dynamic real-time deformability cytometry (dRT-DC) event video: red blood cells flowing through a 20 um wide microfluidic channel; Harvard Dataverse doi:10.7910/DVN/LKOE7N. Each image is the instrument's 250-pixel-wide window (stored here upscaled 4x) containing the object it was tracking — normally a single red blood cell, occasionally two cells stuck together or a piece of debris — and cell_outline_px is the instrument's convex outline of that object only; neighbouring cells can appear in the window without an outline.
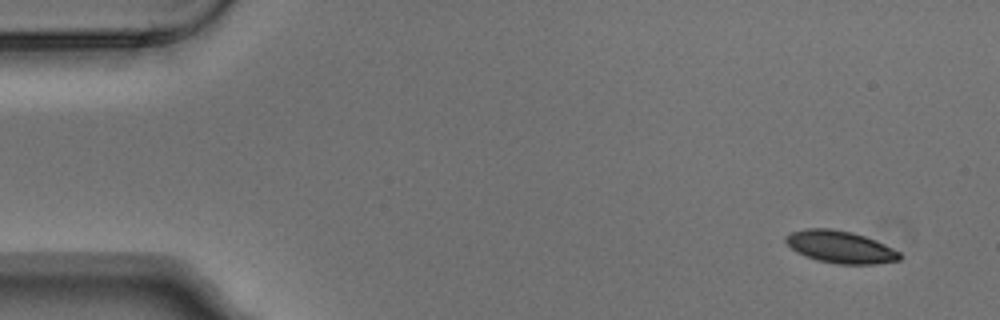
{"species": "Egyptian fruit bat (a non-hibernating species)", "species_latin": "Rousettus aegyptiacus", "temperature_condition": "warm", "stored_images_in_passage": 5, "camera_frame_rate_fps": 3000, "um_per_image_px": 0.085, "animal": {"sex": "male"}, "frame": {"image": 1, "passage_image": 1, "time_ms": 0.0, "image_size_px": [1000, 320], "cell_outline_px": [[900, 260], [876, 264], [840, 264], [816, 260], [804, 256], [796, 252], [784, 240], [784, 236], [792, 232], [804, 228], [832, 228], [852, 232], [864, 236], [884, 244], [900, 252]], "centroid_in_image_um": [71.39, 20.98], "position_along_channel_um": 13.6, "area_um2": 21.44}}
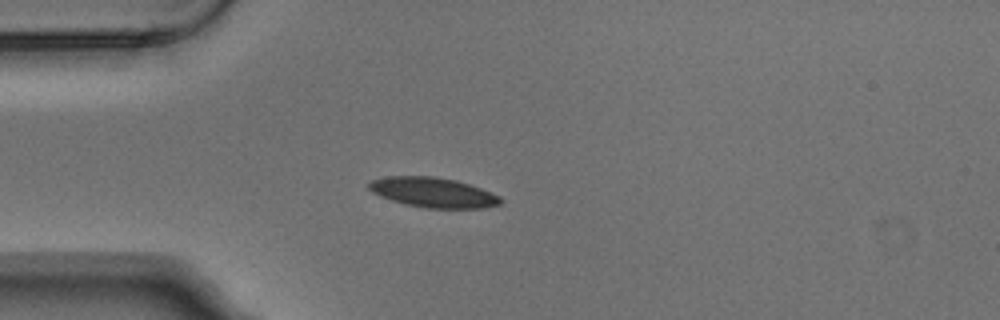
{"frame": {"image": 2, "passage_image": 4, "time_ms": 1.0, "image_size_px": [1000, 320], "cell_outline_px": [[504, 200], [500, 204], [484, 208], [428, 208], [404, 204], [380, 196], [372, 192], [368, 188], [368, 184], [372, 180], [384, 176], [432, 176], [456, 180], [480, 188], [500, 196]], "centroid_in_image_um": [36.81, 16.36], "position_along_channel_um": 48.2, "area_um2": 22.95}}